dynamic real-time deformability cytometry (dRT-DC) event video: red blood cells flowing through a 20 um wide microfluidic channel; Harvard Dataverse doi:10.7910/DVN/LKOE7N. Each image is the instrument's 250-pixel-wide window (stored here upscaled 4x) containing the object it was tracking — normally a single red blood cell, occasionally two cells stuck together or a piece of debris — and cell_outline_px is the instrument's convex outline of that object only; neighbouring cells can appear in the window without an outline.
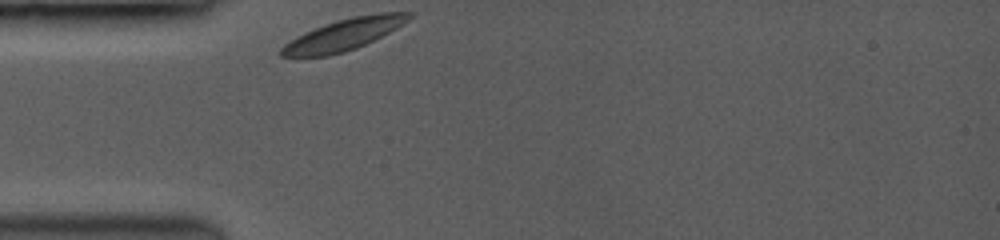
{"species": "common noctule bat (a hibernating species)", "species_latin": "Nyctalus noctula", "temperature_condition": "room temperature", "stored_images_in_passage": 43, "camera_frame_rate_fps": 3500, "um_per_image_px": 0.085, "animal": {"sex": "female", "body_mass_g": 19.0, "forearm_length_mm": 53.3}, "frame": {"image": 1, "passage_image": 1, "time_ms": 0.0, "image_size_px": [1000, 240], "cell_outline_px": [[412, 16], [408, 20], [396, 28], [356, 48], [344, 52], [328, 56], [280, 56], [280, 48], [284, 44], [296, 36], [304, 32], [336, 20], [352, 16], [380, 12], [412, 12]], "centroid_in_image_um": [29.2, 2.93], "position_along_channel_um": 55.8, "area_um2": 23.12}}
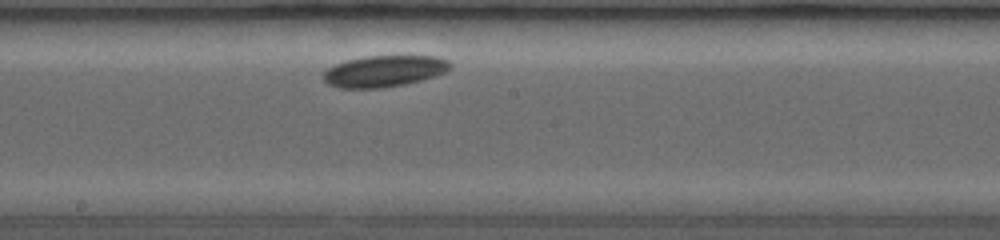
{"frame": {"image": 2, "passage_image": 22, "time_ms": 4.571, "image_size_px": [1000, 240], "cell_outline_px": [[452, 68], [448, 72], [436, 76], [404, 84], [376, 88], [340, 88], [328, 84], [320, 76], [328, 68], [336, 64], [348, 60], [364, 56], [440, 56], [448, 60], [452, 64]], "centroid_in_image_um": [32.69, 6.04], "position_along_channel_um": 215.5, "area_um2": 23.35}}
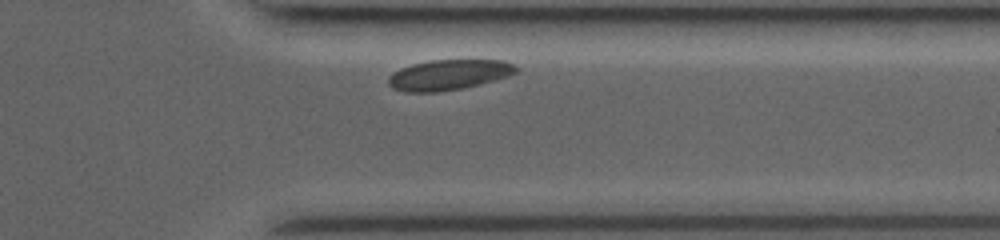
{"frame": {"image": 3, "passage_image": 39, "time_ms": 8.857, "image_size_px": [1000, 240], "cell_outline_px": [[516, 72], [508, 76], [460, 88], [436, 92], [404, 92], [392, 88], [388, 84], [388, 80], [400, 68], [412, 64], [428, 60], [504, 60], [512, 64], [516, 68]], "centroid_in_image_um": [38.1, 6.35], "position_along_channel_um": 373.3, "area_um2": 22.14}, "authors_computed_cell_mechanics": {"area_um2": 23.0044, "velocity_mm_per_s": 3.6259, "shape_relaxation_time_tau1_ms": 1.0362, "shape_relaxation_time_tau2_ms": null, "deformation_change_tau1": 0.0427, "deformation_change_tau2": null}}